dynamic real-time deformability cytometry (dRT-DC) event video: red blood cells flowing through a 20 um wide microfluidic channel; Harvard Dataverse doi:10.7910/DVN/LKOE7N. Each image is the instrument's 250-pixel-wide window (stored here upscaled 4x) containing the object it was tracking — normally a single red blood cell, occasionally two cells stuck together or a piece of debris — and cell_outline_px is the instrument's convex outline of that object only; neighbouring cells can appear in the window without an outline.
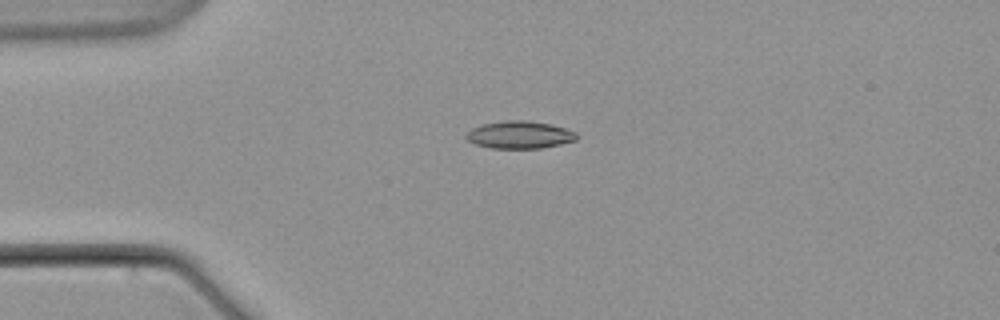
{"species": "common noctule bat (a hibernating species)", "species_latin": "Nyctalus noctula", "temperature_condition": "warm", "stored_images_in_passage": 5, "camera_frame_rate_fps": 3000, "um_per_image_px": 0.085, "animal": {"sex": "male", "body_mass_g": 21.5, "forearm_length_mm": 52.0}, "frame": {"image": 1, "passage_image": 4, "time_ms": 4.667, "image_size_px": [1000, 320], "cell_outline_px": [[576, 140], [560, 144], [540, 148], [492, 148], [476, 144], [468, 140], [464, 136], [472, 128], [484, 124], [508, 120], [524, 120], [552, 124], [576, 132]], "centroid_in_image_um": [44.17, 11.46], "position_along_channel_um": 40.8, "area_um2": 17.46}}